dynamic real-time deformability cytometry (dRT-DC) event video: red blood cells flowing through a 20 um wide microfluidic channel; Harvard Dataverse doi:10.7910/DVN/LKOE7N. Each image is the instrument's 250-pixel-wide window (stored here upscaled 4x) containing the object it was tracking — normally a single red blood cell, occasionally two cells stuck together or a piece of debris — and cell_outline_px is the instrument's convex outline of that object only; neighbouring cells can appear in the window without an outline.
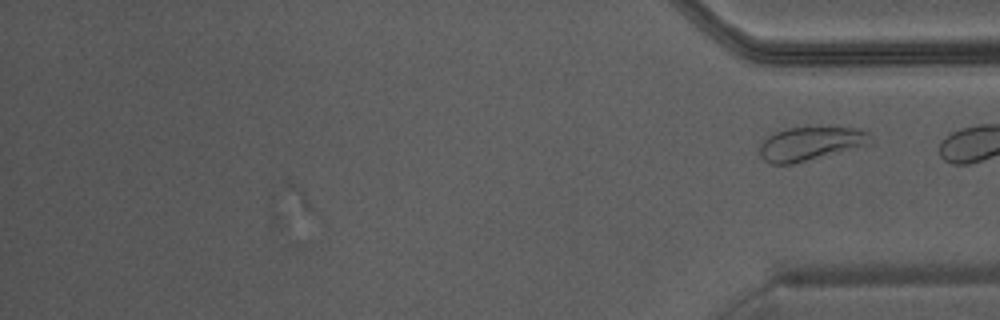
{"species": "Egyptian fruit bat (a non-hibernating species)", "species_latin": "Rousettus aegyptiacus", "temperature_condition": "warm", "stored_images_in_passage": 36, "camera_frame_rate_fps": 3000, "um_per_image_px": 0.085, "animal": {"sex": "male"}, "frame": {"image": 1, "passage_image": 36, "time_ms": 11.667, "image_size_px": [1000, 320], "cell_outline_px": [[872, 144], [792, 164], [772, 164], [764, 160], [760, 156], [760, 144], [768, 136], [784, 128], [816, 124], [820, 124], [856, 128], [868, 132], [872, 136]], "centroid_in_image_um": [68.94, 12.15], "position_along_channel_um": 366.3, "area_um2": 22.66}}